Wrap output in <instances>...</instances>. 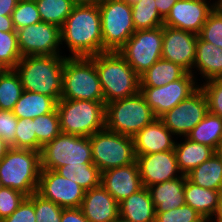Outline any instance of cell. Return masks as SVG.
<instances>
[{
  "mask_svg": "<svg viewBox=\"0 0 222 222\" xmlns=\"http://www.w3.org/2000/svg\"><path fill=\"white\" fill-rule=\"evenodd\" d=\"M65 44V46H63ZM61 46L69 57L103 53L101 14L98 5H75L61 27Z\"/></svg>",
  "mask_w": 222,
  "mask_h": 222,
  "instance_id": "6da1fadb",
  "label": "cell"
},
{
  "mask_svg": "<svg viewBox=\"0 0 222 222\" xmlns=\"http://www.w3.org/2000/svg\"><path fill=\"white\" fill-rule=\"evenodd\" d=\"M67 55L24 56L15 71L19 74L23 89L54 98L62 95V75Z\"/></svg>",
  "mask_w": 222,
  "mask_h": 222,
  "instance_id": "7a4b0ae2",
  "label": "cell"
},
{
  "mask_svg": "<svg viewBox=\"0 0 222 222\" xmlns=\"http://www.w3.org/2000/svg\"><path fill=\"white\" fill-rule=\"evenodd\" d=\"M89 58L95 63L105 104L140 91V76L118 51H107Z\"/></svg>",
  "mask_w": 222,
  "mask_h": 222,
  "instance_id": "3957f363",
  "label": "cell"
},
{
  "mask_svg": "<svg viewBox=\"0 0 222 222\" xmlns=\"http://www.w3.org/2000/svg\"><path fill=\"white\" fill-rule=\"evenodd\" d=\"M40 171L39 151L11 147L0 160L2 187L18 190L27 197L37 192Z\"/></svg>",
  "mask_w": 222,
  "mask_h": 222,
  "instance_id": "277c9868",
  "label": "cell"
},
{
  "mask_svg": "<svg viewBox=\"0 0 222 222\" xmlns=\"http://www.w3.org/2000/svg\"><path fill=\"white\" fill-rule=\"evenodd\" d=\"M56 109L62 133L90 137L105 128V101L60 99Z\"/></svg>",
  "mask_w": 222,
  "mask_h": 222,
  "instance_id": "5b68a950",
  "label": "cell"
},
{
  "mask_svg": "<svg viewBox=\"0 0 222 222\" xmlns=\"http://www.w3.org/2000/svg\"><path fill=\"white\" fill-rule=\"evenodd\" d=\"M156 117L140 92L105 104V128L133 137Z\"/></svg>",
  "mask_w": 222,
  "mask_h": 222,
  "instance_id": "8992f818",
  "label": "cell"
},
{
  "mask_svg": "<svg viewBox=\"0 0 222 222\" xmlns=\"http://www.w3.org/2000/svg\"><path fill=\"white\" fill-rule=\"evenodd\" d=\"M61 99L105 101L95 63L89 57H67Z\"/></svg>",
  "mask_w": 222,
  "mask_h": 222,
  "instance_id": "52a82bcc",
  "label": "cell"
},
{
  "mask_svg": "<svg viewBox=\"0 0 222 222\" xmlns=\"http://www.w3.org/2000/svg\"><path fill=\"white\" fill-rule=\"evenodd\" d=\"M89 138L93 163L101 173L136 161L133 137L104 128Z\"/></svg>",
  "mask_w": 222,
  "mask_h": 222,
  "instance_id": "ba28073f",
  "label": "cell"
},
{
  "mask_svg": "<svg viewBox=\"0 0 222 222\" xmlns=\"http://www.w3.org/2000/svg\"><path fill=\"white\" fill-rule=\"evenodd\" d=\"M103 53L118 51L136 31L131 5L125 0H103L99 5Z\"/></svg>",
  "mask_w": 222,
  "mask_h": 222,
  "instance_id": "9c48e42d",
  "label": "cell"
},
{
  "mask_svg": "<svg viewBox=\"0 0 222 222\" xmlns=\"http://www.w3.org/2000/svg\"><path fill=\"white\" fill-rule=\"evenodd\" d=\"M41 169L57 170L65 165L93 163L89 137L60 133L40 152Z\"/></svg>",
  "mask_w": 222,
  "mask_h": 222,
  "instance_id": "30bf717a",
  "label": "cell"
},
{
  "mask_svg": "<svg viewBox=\"0 0 222 222\" xmlns=\"http://www.w3.org/2000/svg\"><path fill=\"white\" fill-rule=\"evenodd\" d=\"M162 43L163 26L136 30L118 52L141 76L162 58Z\"/></svg>",
  "mask_w": 222,
  "mask_h": 222,
  "instance_id": "8fae6325",
  "label": "cell"
},
{
  "mask_svg": "<svg viewBox=\"0 0 222 222\" xmlns=\"http://www.w3.org/2000/svg\"><path fill=\"white\" fill-rule=\"evenodd\" d=\"M192 73L187 72L181 79L170 82L160 87H140V93L144 97L156 118H160L167 111L171 110L183 100L187 99L199 87L198 82Z\"/></svg>",
  "mask_w": 222,
  "mask_h": 222,
  "instance_id": "7c38bea8",
  "label": "cell"
},
{
  "mask_svg": "<svg viewBox=\"0 0 222 222\" xmlns=\"http://www.w3.org/2000/svg\"><path fill=\"white\" fill-rule=\"evenodd\" d=\"M16 33L22 57L63 54L59 26L41 21L18 29Z\"/></svg>",
  "mask_w": 222,
  "mask_h": 222,
  "instance_id": "4fadbf2b",
  "label": "cell"
},
{
  "mask_svg": "<svg viewBox=\"0 0 222 222\" xmlns=\"http://www.w3.org/2000/svg\"><path fill=\"white\" fill-rule=\"evenodd\" d=\"M209 112L208 100L199 87L187 99L160 117L176 138L186 137Z\"/></svg>",
  "mask_w": 222,
  "mask_h": 222,
  "instance_id": "5bb4252c",
  "label": "cell"
},
{
  "mask_svg": "<svg viewBox=\"0 0 222 222\" xmlns=\"http://www.w3.org/2000/svg\"><path fill=\"white\" fill-rule=\"evenodd\" d=\"M37 193L63 209L80 208L85 190L55 170L41 169Z\"/></svg>",
  "mask_w": 222,
  "mask_h": 222,
  "instance_id": "9a60e30c",
  "label": "cell"
},
{
  "mask_svg": "<svg viewBox=\"0 0 222 222\" xmlns=\"http://www.w3.org/2000/svg\"><path fill=\"white\" fill-rule=\"evenodd\" d=\"M198 34L163 25L162 59L193 74Z\"/></svg>",
  "mask_w": 222,
  "mask_h": 222,
  "instance_id": "2e32d148",
  "label": "cell"
},
{
  "mask_svg": "<svg viewBox=\"0 0 222 222\" xmlns=\"http://www.w3.org/2000/svg\"><path fill=\"white\" fill-rule=\"evenodd\" d=\"M213 9L214 2L211 0H178L163 25L199 34Z\"/></svg>",
  "mask_w": 222,
  "mask_h": 222,
  "instance_id": "e0dca14e",
  "label": "cell"
},
{
  "mask_svg": "<svg viewBox=\"0 0 222 222\" xmlns=\"http://www.w3.org/2000/svg\"><path fill=\"white\" fill-rule=\"evenodd\" d=\"M136 161L143 187L177 179L183 175L178 168L174 150L136 155Z\"/></svg>",
  "mask_w": 222,
  "mask_h": 222,
  "instance_id": "ac0fdd59",
  "label": "cell"
},
{
  "mask_svg": "<svg viewBox=\"0 0 222 222\" xmlns=\"http://www.w3.org/2000/svg\"><path fill=\"white\" fill-rule=\"evenodd\" d=\"M101 185L120 203L143 188L138 163L113 168L101 173Z\"/></svg>",
  "mask_w": 222,
  "mask_h": 222,
  "instance_id": "d6986e66",
  "label": "cell"
},
{
  "mask_svg": "<svg viewBox=\"0 0 222 222\" xmlns=\"http://www.w3.org/2000/svg\"><path fill=\"white\" fill-rule=\"evenodd\" d=\"M174 136L162 120L156 118L133 136L135 155L174 150L178 139Z\"/></svg>",
  "mask_w": 222,
  "mask_h": 222,
  "instance_id": "ffe728a7",
  "label": "cell"
},
{
  "mask_svg": "<svg viewBox=\"0 0 222 222\" xmlns=\"http://www.w3.org/2000/svg\"><path fill=\"white\" fill-rule=\"evenodd\" d=\"M80 209L89 222H113L119 216V203L101 184L85 191Z\"/></svg>",
  "mask_w": 222,
  "mask_h": 222,
  "instance_id": "44dd1931",
  "label": "cell"
},
{
  "mask_svg": "<svg viewBox=\"0 0 222 222\" xmlns=\"http://www.w3.org/2000/svg\"><path fill=\"white\" fill-rule=\"evenodd\" d=\"M185 204L201 216L218 217L222 210V192L195 185L187 178L184 185Z\"/></svg>",
  "mask_w": 222,
  "mask_h": 222,
  "instance_id": "7402d4cb",
  "label": "cell"
},
{
  "mask_svg": "<svg viewBox=\"0 0 222 222\" xmlns=\"http://www.w3.org/2000/svg\"><path fill=\"white\" fill-rule=\"evenodd\" d=\"M193 69V75L199 73L203 82L222 78V48L206 42L198 36Z\"/></svg>",
  "mask_w": 222,
  "mask_h": 222,
  "instance_id": "603a6c76",
  "label": "cell"
},
{
  "mask_svg": "<svg viewBox=\"0 0 222 222\" xmlns=\"http://www.w3.org/2000/svg\"><path fill=\"white\" fill-rule=\"evenodd\" d=\"M186 175L147 187L156 212H166L185 204Z\"/></svg>",
  "mask_w": 222,
  "mask_h": 222,
  "instance_id": "cb8c5ba5",
  "label": "cell"
},
{
  "mask_svg": "<svg viewBox=\"0 0 222 222\" xmlns=\"http://www.w3.org/2000/svg\"><path fill=\"white\" fill-rule=\"evenodd\" d=\"M119 215L132 222H155L156 208L147 187L122 200Z\"/></svg>",
  "mask_w": 222,
  "mask_h": 222,
  "instance_id": "d4e9b609",
  "label": "cell"
},
{
  "mask_svg": "<svg viewBox=\"0 0 222 222\" xmlns=\"http://www.w3.org/2000/svg\"><path fill=\"white\" fill-rule=\"evenodd\" d=\"M181 138L183 141L181 140L180 143L176 141L174 151L178 168L183 175H186L208 160L214 154V150L187 137Z\"/></svg>",
  "mask_w": 222,
  "mask_h": 222,
  "instance_id": "484cf974",
  "label": "cell"
},
{
  "mask_svg": "<svg viewBox=\"0 0 222 222\" xmlns=\"http://www.w3.org/2000/svg\"><path fill=\"white\" fill-rule=\"evenodd\" d=\"M56 106L57 101L54 98L24 90L12 112L18 119H34L53 112Z\"/></svg>",
  "mask_w": 222,
  "mask_h": 222,
  "instance_id": "4316f807",
  "label": "cell"
},
{
  "mask_svg": "<svg viewBox=\"0 0 222 222\" xmlns=\"http://www.w3.org/2000/svg\"><path fill=\"white\" fill-rule=\"evenodd\" d=\"M187 71L180 65L160 59L140 76V87H160L181 79Z\"/></svg>",
  "mask_w": 222,
  "mask_h": 222,
  "instance_id": "83f0119b",
  "label": "cell"
},
{
  "mask_svg": "<svg viewBox=\"0 0 222 222\" xmlns=\"http://www.w3.org/2000/svg\"><path fill=\"white\" fill-rule=\"evenodd\" d=\"M186 178L200 187L222 192V163L213 154L208 160L186 174Z\"/></svg>",
  "mask_w": 222,
  "mask_h": 222,
  "instance_id": "f1b7e54d",
  "label": "cell"
},
{
  "mask_svg": "<svg viewBox=\"0 0 222 222\" xmlns=\"http://www.w3.org/2000/svg\"><path fill=\"white\" fill-rule=\"evenodd\" d=\"M186 137L214 150L222 141V118L208 112Z\"/></svg>",
  "mask_w": 222,
  "mask_h": 222,
  "instance_id": "f546056e",
  "label": "cell"
},
{
  "mask_svg": "<svg viewBox=\"0 0 222 222\" xmlns=\"http://www.w3.org/2000/svg\"><path fill=\"white\" fill-rule=\"evenodd\" d=\"M61 176L79 184L85 191L101 184V172L94 163L65 165L56 170Z\"/></svg>",
  "mask_w": 222,
  "mask_h": 222,
  "instance_id": "4dcf8cb0",
  "label": "cell"
},
{
  "mask_svg": "<svg viewBox=\"0 0 222 222\" xmlns=\"http://www.w3.org/2000/svg\"><path fill=\"white\" fill-rule=\"evenodd\" d=\"M24 89L15 69H6L0 75V109L12 111Z\"/></svg>",
  "mask_w": 222,
  "mask_h": 222,
  "instance_id": "1f68e13d",
  "label": "cell"
},
{
  "mask_svg": "<svg viewBox=\"0 0 222 222\" xmlns=\"http://www.w3.org/2000/svg\"><path fill=\"white\" fill-rule=\"evenodd\" d=\"M41 21L60 28L75 6L71 0H35Z\"/></svg>",
  "mask_w": 222,
  "mask_h": 222,
  "instance_id": "d6a6232c",
  "label": "cell"
},
{
  "mask_svg": "<svg viewBox=\"0 0 222 222\" xmlns=\"http://www.w3.org/2000/svg\"><path fill=\"white\" fill-rule=\"evenodd\" d=\"M131 8L133 24L136 30L163 26L164 19L157 10L155 0H139L132 4Z\"/></svg>",
  "mask_w": 222,
  "mask_h": 222,
  "instance_id": "836d02e7",
  "label": "cell"
},
{
  "mask_svg": "<svg viewBox=\"0 0 222 222\" xmlns=\"http://www.w3.org/2000/svg\"><path fill=\"white\" fill-rule=\"evenodd\" d=\"M34 131L37 141L44 146L61 133L57 109L49 114L34 118Z\"/></svg>",
  "mask_w": 222,
  "mask_h": 222,
  "instance_id": "e575fe53",
  "label": "cell"
},
{
  "mask_svg": "<svg viewBox=\"0 0 222 222\" xmlns=\"http://www.w3.org/2000/svg\"><path fill=\"white\" fill-rule=\"evenodd\" d=\"M21 58L16 31H0V64L6 69H14Z\"/></svg>",
  "mask_w": 222,
  "mask_h": 222,
  "instance_id": "d590c367",
  "label": "cell"
},
{
  "mask_svg": "<svg viewBox=\"0 0 222 222\" xmlns=\"http://www.w3.org/2000/svg\"><path fill=\"white\" fill-rule=\"evenodd\" d=\"M42 145L37 141L34 119H18L15 134V148L41 152Z\"/></svg>",
  "mask_w": 222,
  "mask_h": 222,
  "instance_id": "8d00e7d4",
  "label": "cell"
},
{
  "mask_svg": "<svg viewBox=\"0 0 222 222\" xmlns=\"http://www.w3.org/2000/svg\"><path fill=\"white\" fill-rule=\"evenodd\" d=\"M11 17L15 30L41 22L35 0H19Z\"/></svg>",
  "mask_w": 222,
  "mask_h": 222,
  "instance_id": "74e56055",
  "label": "cell"
},
{
  "mask_svg": "<svg viewBox=\"0 0 222 222\" xmlns=\"http://www.w3.org/2000/svg\"><path fill=\"white\" fill-rule=\"evenodd\" d=\"M198 36L222 48V13L214 8L207 17Z\"/></svg>",
  "mask_w": 222,
  "mask_h": 222,
  "instance_id": "f35d334b",
  "label": "cell"
},
{
  "mask_svg": "<svg viewBox=\"0 0 222 222\" xmlns=\"http://www.w3.org/2000/svg\"><path fill=\"white\" fill-rule=\"evenodd\" d=\"M34 209L36 222H61L63 208L37 192L34 193Z\"/></svg>",
  "mask_w": 222,
  "mask_h": 222,
  "instance_id": "ab89813d",
  "label": "cell"
},
{
  "mask_svg": "<svg viewBox=\"0 0 222 222\" xmlns=\"http://www.w3.org/2000/svg\"><path fill=\"white\" fill-rule=\"evenodd\" d=\"M200 87L208 100L209 112L222 118V78L203 82Z\"/></svg>",
  "mask_w": 222,
  "mask_h": 222,
  "instance_id": "60d3db41",
  "label": "cell"
},
{
  "mask_svg": "<svg viewBox=\"0 0 222 222\" xmlns=\"http://www.w3.org/2000/svg\"><path fill=\"white\" fill-rule=\"evenodd\" d=\"M26 197L18 190L2 187L0 189V222L9 217Z\"/></svg>",
  "mask_w": 222,
  "mask_h": 222,
  "instance_id": "b9f144b4",
  "label": "cell"
},
{
  "mask_svg": "<svg viewBox=\"0 0 222 222\" xmlns=\"http://www.w3.org/2000/svg\"><path fill=\"white\" fill-rule=\"evenodd\" d=\"M200 216L196 210L184 204L166 212H156L155 222H193Z\"/></svg>",
  "mask_w": 222,
  "mask_h": 222,
  "instance_id": "7bdbcfd3",
  "label": "cell"
},
{
  "mask_svg": "<svg viewBox=\"0 0 222 222\" xmlns=\"http://www.w3.org/2000/svg\"><path fill=\"white\" fill-rule=\"evenodd\" d=\"M18 118L9 110L0 109V137L15 148V134Z\"/></svg>",
  "mask_w": 222,
  "mask_h": 222,
  "instance_id": "ee69618b",
  "label": "cell"
},
{
  "mask_svg": "<svg viewBox=\"0 0 222 222\" xmlns=\"http://www.w3.org/2000/svg\"><path fill=\"white\" fill-rule=\"evenodd\" d=\"M1 222H36L34 193L26 197L18 208Z\"/></svg>",
  "mask_w": 222,
  "mask_h": 222,
  "instance_id": "f6af8a7d",
  "label": "cell"
},
{
  "mask_svg": "<svg viewBox=\"0 0 222 222\" xmlns=\"http://www.w3.org/2000/svg\"><path fill=\"white\" fill-rule=\"evenodd\" d=\"M61 222H89L80 208H68L62 210Z\"/></svg>",
  "mask_w": 222,
  "mask_h": 222,
  "instance_id": "bcb514c9",
  "label": "cell"
},
{
  "mask_svg": "<svg viewBox=\"0 0 222 222\" xmlns=\"http://www.w3.org/2000/svg\"><path fill=\"white\" fill-rule=\"evenodd\" d=\"M178 0H155V5L160 16L165 19L166 16L169 14L170 9Z\"/></svg>",
  "mask_w": 222,
  "mask_h": 222,
  "instance_id": "7dc6e473",
  "label": "cell"
},
{
  "mask_svg": "<svg viewBox=\"0 0 222 222\" xmlns=\"http://www.w3.org/2000/svg\"><path fill=\"white\" fill-rule=\"evenodd\" d=\"M19 0H0V15L11 16Z\"/></svg>",
  "mask_w": 222,
  "mask_h": 222,
  "instance_id": "c3c4849f",
  "label": "cell"
},
{
  "mask_svg": "<svg viewBox=\"0 0 222 222\" xmlns=\"http://www.w3.org/2000/svg\"><path fill=\"white\" fill-rule=\"evenodd\" d=\"M0 31L1 32L16 31L11 16L0 15Z\"/></svg>",
  "mask_w": 222,
  "mask_h": 222,
  "instance_id": "681fc988",
  "label": "cell"
},
{
  "mask_svg": "<svg viewBox=\"0 0 222 222\" xmlns=\"http://www.w3.org/2000/svg\"><path fill=\"white\" fill-rule=\"evenodd\" d=\"M11 146L0 137V160L5 156Z\"/></svg>",
  "mask_w": 222,
  "mask_h": 222,
  "instance_id": "f907efd6",
  "label": "cell"
},
{
  "mask_svg": "<svg viewBox=\"0 0 222 222\" xmlns=\"http://www.w3.org/2000/svg\"><path fill=\"white\" fill-rule=\"evenodd\" d=\"M214 154L222 163V141L214 149Z\"/></svg>",
  "mask_w": 222,
  "mask_h": 222,
  "instance_id": "816d5d0a",
  "label": "cell"
},
{
  "mask_svg": "<svg viewBox=\"0 0 222 222\" xmlns=\"http://www.w3.org/2000/svg\"><path fill=\"white\" fill-rule=\"evenodd\" d=\"M74 5H92V0H71Z\"/></svg>",
  "mask_w": 222,
  "mask_h": 222,
  "instance_id": "f5cc1de1",
  "label": "cell"
},
{
  "mask_svg": "<svg viewBox=\"0 0 222 222\" xmlns=\"http://www.w3.org/2000/svg\"><path fill=\"white\" fill-rule=\"evenodd\" d=\"M208 222H222V218L220 216L211 217V218H208Z\"/></svg>",
  "mask_w": 222,
  "mask_h": 222,
  "instance_id": "db71d44e",
  "label": "cell"
},
{
  "mask_svg": "<svg viewBox=\"0 0 222 222\" xmlns=\"http://www.w3.org/2000/svg\"><path fill=\"white\" fill-rule=\"evenodd\" d=\"M113 222H132V221L126 220L125 218H122L119 215Z\"/></svg>",
  "mask_w": 222,
  "mask_h": 222,
  "instance_id": "11a10c76",
  "label": "cell"
},
{
  "mask_svg": "<svg viewBox=\"0 0 222 222\" xmlns=\"http://www.w3.org/2000/svg\"><path fill=\"white\" fill-rule=\"evenodd\" d=\"M193 222H208V217L200 216L197 220Z\"/></svg>",
  "mask_w": 222,
  "mask_h": 222,
  "instance_id": "9f6ffc18",
  "label": "cell"
},
{
  "mask_svg": "<svg viewBox=\"0 0 222 222\" xmlns=\"http://www.w3.org/2000/svg\"><path fill=\"white\" fill-rule=\"evenodd\" d=\"M214 2V8H218L222 4V0H213Z\"/></svg>",
  "mask_w": 222,
  "mask_h": 222,
  "instance_id": "6f0895ef",
  "label": "cell"
},
{
  "mask_svg": "<svg viewBox=\"0 0 222 222\" xmlns=\"http://www.w3.org/2000/svg\"><path fill=\"white\" fill-rule=\"evenodd\" d=\"M103 0H92V5H99Z\"/></svg>",
  "mask_w": 222,
  "mask_h": 222,
  "instance_id": "680465c9",
  "label": "cell"
},
{
  "mask_svg": "<svg viewBox=\"0 0 222 222\" xmlns=\"http://www.w3.org/2000/svg\"><path fill=\"white\" fill-rule=\"evenodd\" d=\"M125 1L128 2L130 5H132L138 2L139 0H125Z\"/></svg>",
  "mask_w": 222,
  "mask_h": 222,
  "instance_id": "91938a15",
  "label": "cell"
},
{
  "mask_svg": "<svg viewBox=\"0 0 222 222\" xmlns=\"http://www.w3.org/2000/svg\"><path fill=\"white\" fill-rule=\"evenodd\" d=\"M6 70V68L0 64V75Z\"/></svg>",
  "mask_w": 222,
  "mask_h": 222,
  "instance_id": "94428289",
  "label": "cell"
},
{
  "mask_svg": "<svg viewBox=\"0 0 222 222\" xmlns=\"http://www.w3.org/2000/svg\"><path fill=\"white\" fill-rule=\"evenodd\" d=\"M222 13V4L217 8Z\"/></svg>",
  "mask_w": 222,
  "mask_h": 222,
  "instance_id": "6125c7cd",
  "label": "cell"
}]
</instances>
